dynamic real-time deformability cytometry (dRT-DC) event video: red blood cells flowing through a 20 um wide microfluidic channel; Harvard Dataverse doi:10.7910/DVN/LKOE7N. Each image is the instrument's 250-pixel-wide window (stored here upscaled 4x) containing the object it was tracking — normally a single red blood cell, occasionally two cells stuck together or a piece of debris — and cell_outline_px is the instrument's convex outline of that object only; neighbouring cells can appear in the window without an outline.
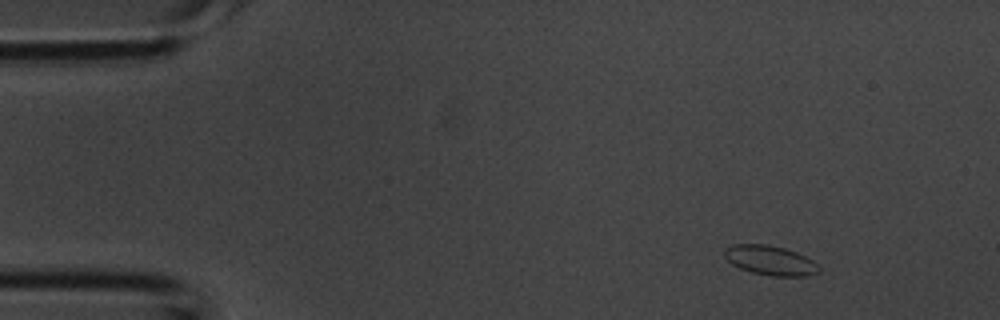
{"species": "common noctule bat (a hibernating species)", "species_latin": "Nyctalus noctula", "temperature_condition": "room temperature", "stored_images_in_passage": 3, "camera_frame_rate_fps": 3000, "um_per_image_px": 0.085, "animal": {"sex": "male", "body_mass_g": 20.1, "forearm_length_mm": 53.5}, "frame": {"image": 1, "passage_image": 1, "time_ms": 0.0, "image_size_px": [1000, 320], "cell_outline_px": [[820, 272], [808, 276], [772, 276], [752, 272], [740, 268], [732, 264], [724, 256], [724, 248], [732, 244], [764, 244], [784, 248], [796, 252], [812, 260], [820, 268]], "centroid_in_image_um": [65.46, 22.13], "position_along_channel_um": 19.5, "area_um2": 16.24}}
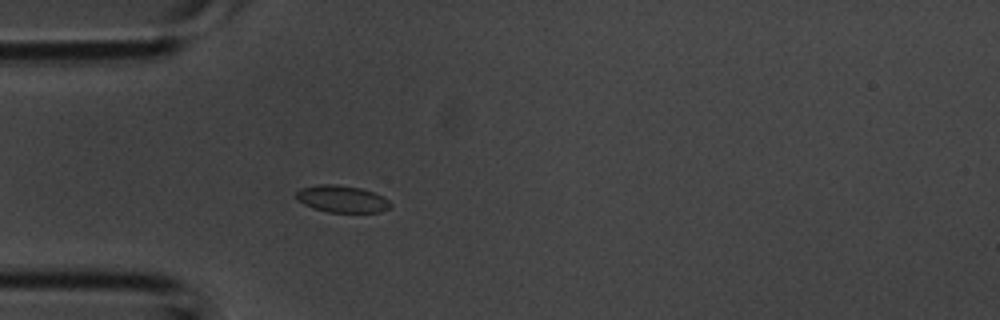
{"frame": {"image": 2, "passage_image": 3, "time_ms": 0.667, "image_size_px": [1000, 320], "cell_outline_px": [[392, 208], [380, 212], [328, 212], [312, 208], [296, 200], [296, 192], [300, 188], [316, 184], [336, 184], [360, 188], [372, 192], [388, 200], [392, 204]], "centroid_in_image_um": [29.03, 16.91], "position_along_channel_um": 56.0, "area_um2": 14.91}}